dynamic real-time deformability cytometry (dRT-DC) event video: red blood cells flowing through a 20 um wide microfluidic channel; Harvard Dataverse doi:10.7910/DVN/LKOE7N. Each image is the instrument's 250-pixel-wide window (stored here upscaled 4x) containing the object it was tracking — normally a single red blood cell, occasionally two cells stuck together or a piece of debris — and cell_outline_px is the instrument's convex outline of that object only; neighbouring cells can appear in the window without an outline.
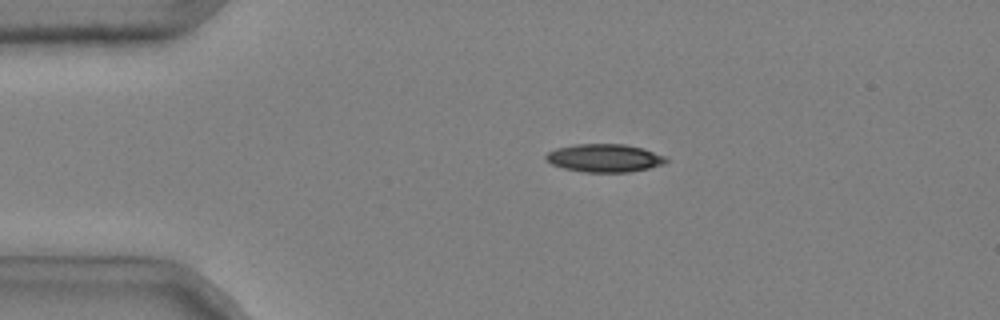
{"species": "common noctule bat (a hibernating species)", "species_latin": "Nyctalus noctula", "temperature_condition": "cold", "stored_images_in_passage": 41, "camera_frame_rate_fps": 3000, "um_per_image_px": 0.085, "animal": {"sex": "male", "body_mass_g": 20.4}, "frame": {"image": 1, "passage_image": 1, "time_ms": 0.0, "image_size_px": [1000, 320], "cell_outline_px": [[668, 160], [664, 164], [632, 172], [584, 172], [564, 168], [552, 164], [544, 156], [548, 152], [556, 148], [576, 144], [624, 144], [640, 148], [664, 156]], "centroid_in_image_um": [51.36, 13.44], "position_along_channel_um": 33.6, "area_um2": 19.42}}
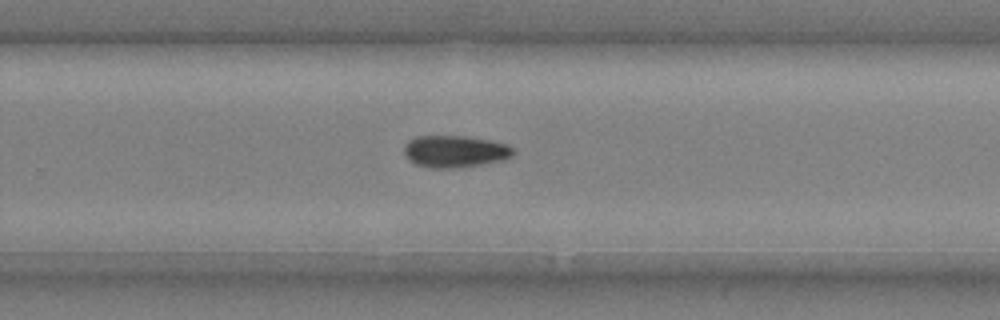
{"frame": {"image": 2, "passage_image": 25, "time_ms": 8.0, "image_size_px": [1000, 320], "cell_outline_px": [[516, 152], [512, 156], [504, 160], [460, 168], [428, 168], [416, 164], [408, 160], [404, 152], [404, 144], [408, 140], [416, 136], [464, 136], [488, 140], [508, 144], [516, 148]], "centroid_in_image_um": [38.69, 12.88], "position_along_channel_um": 291.1, "area_um2": 20.69}}
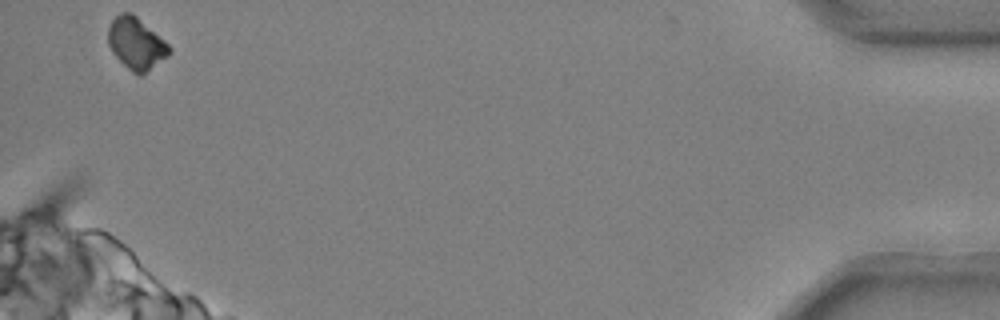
{"frame": {"image": 3, "passage_image": 41, "time_ms": 13.333, "image_size_px": [1000, 320], "cell_outline_px": [[172, 52], [168, 56], [140, 76], [132, 72], [112, 52], [108, 44], [108, 28], [112, 20], [120, 12], [132, 12], [164, 40], [172, 48]], "centroid_in_image_um": [11.58, 3.68], "position_along_channel_um": 423.6, "area_um2": 18.32}, "authors_computed_cell_mechanics": {"area_um2": 19.9988, "velocity_mm_per_s": 3.7077, "shape_relaxation_time_tau1_ms": 3.2419, "shape_relaxation_time_tau2_ms": null, "deformation_change_tau1": 0.1265, "deformation_change_tau2": null}}